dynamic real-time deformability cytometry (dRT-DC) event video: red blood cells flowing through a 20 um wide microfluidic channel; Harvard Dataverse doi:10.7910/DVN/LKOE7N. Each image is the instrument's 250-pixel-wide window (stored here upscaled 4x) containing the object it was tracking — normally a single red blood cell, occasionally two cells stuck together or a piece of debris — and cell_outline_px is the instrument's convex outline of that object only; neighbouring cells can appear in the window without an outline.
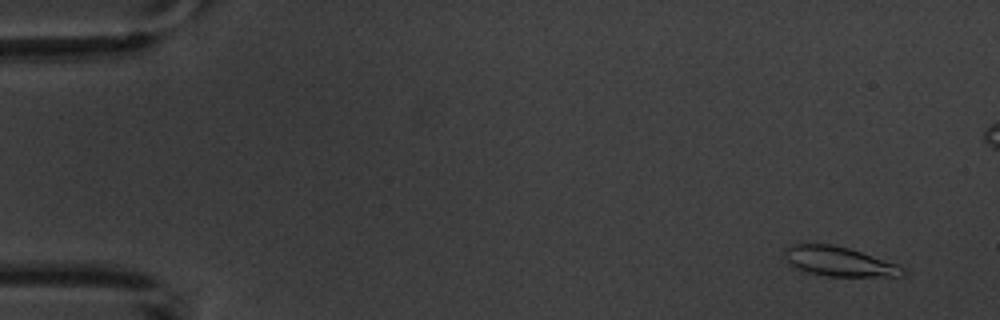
{"species": "common noctule bat (a hibernating species)", "species_latin": "Nyctalus noctula", "temperature_condition": "warm", "stored_images_in_passage": 9, "camera_frame_rate_fps": 3000, "um_per_image_px": 0.085, "animal": {"sex": "male", "body_mass_g": 20.1, "forearm_length_mm": 53.5}, "frame": {"image": 1, "passage_image": 1, "time_ms": 0.0, "image_size_px": [1000, 320], "cell_outline_px": [[908, 272], [900, 276], [828, 276], [808, 272], [796, 268], [784, 256], [784, 248], [792, 244], [832, 244], [848, 248], [900, 264]], "centroid_in_image_um": [71.36, 22.22], "position_along_channel_um": 13.6, "area_um2": 20.29}}
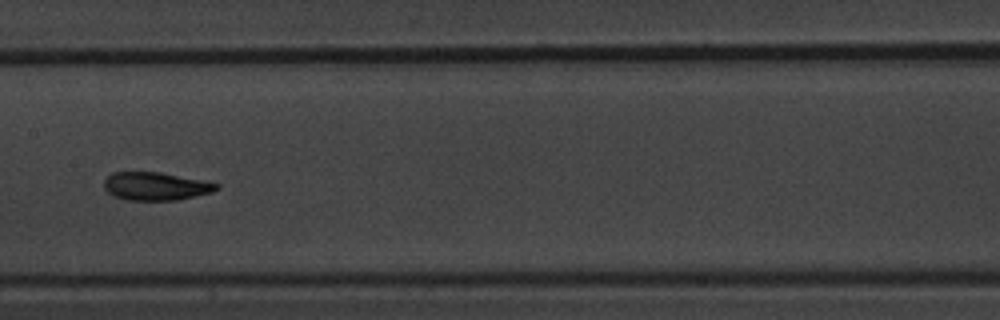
{"frame": {"image": 2, "passage_image": 7, "time_ms": 8.333, "image_size_px": [1000, 320], "cell_outline_px": [[220, 188], [212, 192], [176, 200], [128, 200], [112, 196], [104, 188], [104, 180], [112, 172], [160, 172], [220, 184]], "centroid_in_image_um": [13.21, 15.83], "position_along_channel_um": 194.2, "area_um2": 18.32}}
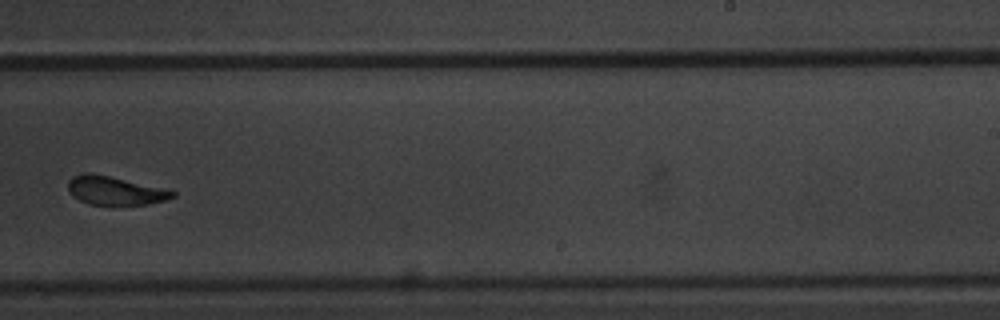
{"frame": {"image": 3, "passage_image": 9, "time_ms": 10.667, "image_size_px": [1000, 320], "cell_outline_px": [[176, 196], [164, 200], [148, 204], [116, 208], [88, 204], [72, 196], [68, 192], [68, 180], [72, 176], [84, 172], [92, 172], [172, 188], [176, 192]], "centroid_in_image_um": [9.83, 16.22], "position_along_channel_um": 279.2, "area_um2": 18.84}}